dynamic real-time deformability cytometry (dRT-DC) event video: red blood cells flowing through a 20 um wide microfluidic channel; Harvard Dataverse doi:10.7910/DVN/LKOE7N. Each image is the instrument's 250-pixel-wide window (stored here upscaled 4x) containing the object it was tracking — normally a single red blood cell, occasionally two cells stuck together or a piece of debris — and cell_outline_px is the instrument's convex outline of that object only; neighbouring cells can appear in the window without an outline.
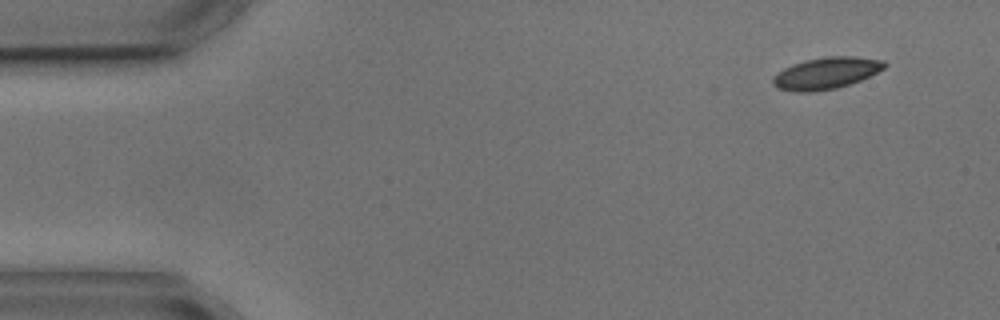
{"species": "common noctule bat (a hibernating species)", "species_latin": "Nyctalus noctula", "temperature_condition": "cold", "stored_images_in_passage": 4, "camera_frame_rate_fps": 3000, "um_per_image_px": 0.085, "animal": {"sex": "male", "body_mass_g": 17.9, "forearm_length_mm": 54.2}, "frame": {"image": 1, "passage_image": 1, "time_ms": 0.0, "image_size_px": [1000, 320], "cell_outline_px": [[888, 64], [884, 68], [860, 80], [836, 88], [812, 92], [796, 92], [776, 88], [772, 84], [772, 80], [784, 68], [792, 64], [804, 60], [824, 56], [856, 56], [884, 60]], "centroid_in_image_um": [70.22, 6.21], "position_along_channel_um": 14.8, "area_um2": 20.58}}